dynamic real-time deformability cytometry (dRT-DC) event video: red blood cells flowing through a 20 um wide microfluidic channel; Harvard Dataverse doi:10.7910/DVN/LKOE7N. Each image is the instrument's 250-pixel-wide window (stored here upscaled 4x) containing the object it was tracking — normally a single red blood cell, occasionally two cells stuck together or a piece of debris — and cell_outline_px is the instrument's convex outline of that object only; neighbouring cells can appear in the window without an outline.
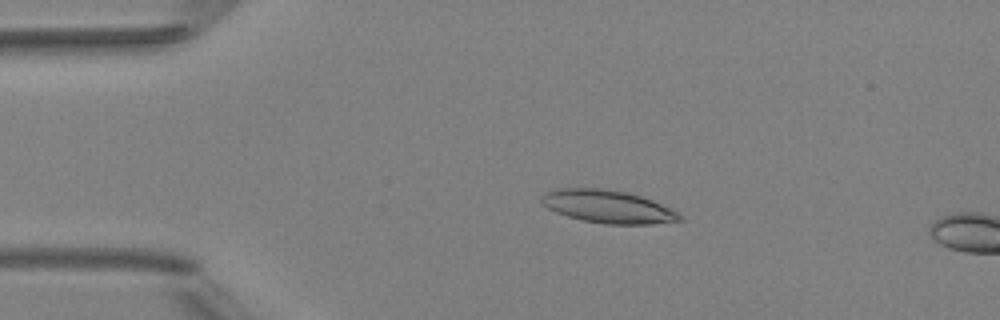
{"species": "Egyptian fruit bat (a non-hibernating species)", "species_latin": "Rousettus aegyptiacus", "temperature_condition": "room temperature", "stored_images_in_passage": 4, "camera_frame_rate_fps": 3000, "um_per_image_px": 0.085, "animal": {"sex": "female"}, "frame": {"image": 1, "passage_image": 3, "time_ms": 2.667, "image_size_px": [1000, 320], "cell_outline_px": [[684, 220], [652, 224], [604, 224], [584, 220], [568, 216], [556, 212], [540, 204], [540, 200], [544, 192], [560, 188], [604, 188], [624, 192], [640, 196], [652, 200], [680, 212], [684, 216]], "centroid_in_image_um": [51.69, 17.56], "position_along_channel_um": 33.3, "area_um2": 26.59}}